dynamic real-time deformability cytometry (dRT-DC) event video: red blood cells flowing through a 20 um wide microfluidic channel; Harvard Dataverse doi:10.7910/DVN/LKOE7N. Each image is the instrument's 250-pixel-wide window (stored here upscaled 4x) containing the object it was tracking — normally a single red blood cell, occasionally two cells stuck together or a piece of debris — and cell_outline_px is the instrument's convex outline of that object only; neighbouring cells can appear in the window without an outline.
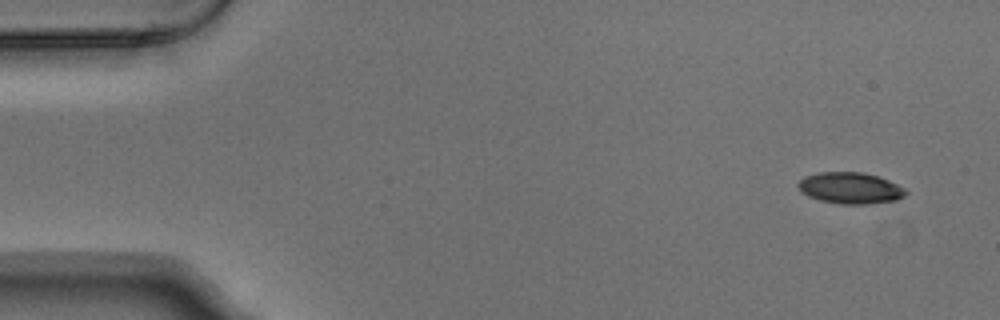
{"species": "Egyptian fruit bat (a non-hibernating species)", "species_latin": "Rousettus aegyptiacus", "temperature_condition": "warm", "stored_images_in_passage": 5, "camera_frame_rate_fps": 3000, "um_per_image_px": 0.085, "animal": {"sex": "male"}, "frame": {"image": 1, "passage_image": 1, "time_ms": 0.0, "image_size_px": [1000, 320], "cell_outline_px": [[908, 192], [904, 196], [896, 200], [872, 204], [840, 204], [820, 200], [808, 196], [800, 192], [796, 184], [804, 176], [816, 172], [864, 172], [888, 180], [904, 188]], "centroid_in_image_um": [72.24, 15.98], "position_along_channel_um": 12.8, "area_um2": 19.83}}